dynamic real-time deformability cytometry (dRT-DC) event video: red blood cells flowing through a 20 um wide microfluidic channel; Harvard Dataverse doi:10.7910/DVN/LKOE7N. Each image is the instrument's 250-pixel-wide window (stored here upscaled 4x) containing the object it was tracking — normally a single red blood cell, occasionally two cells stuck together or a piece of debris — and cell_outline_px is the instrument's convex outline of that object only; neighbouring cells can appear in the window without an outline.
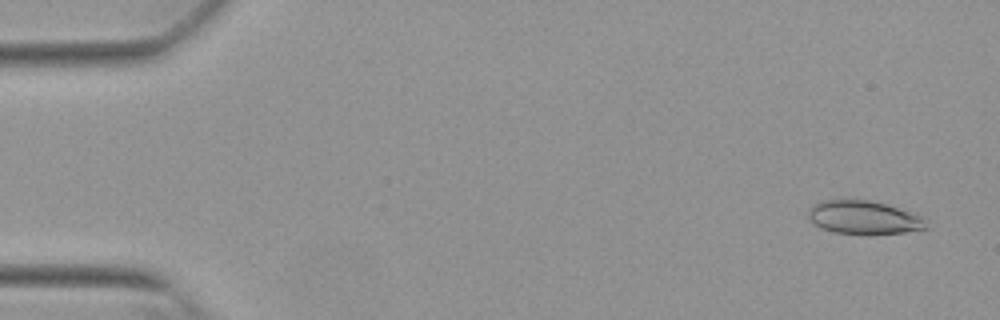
{"species": "Egyptian fruit bat (a non-hibernating species)", "species_latin": "Rousettus aegyptiacus", "temperature_condition": "warm", "stored_images_in_passage": 16, "camera_frame_rate_fps": 3000, "um_per_image_px": 0.085, "animal": {"sex": "female"}, "frame": {"image": 1, "passage_image": 3, "time_ms": 0.667, "image_size_px": [1000, 320], "cell_outline_px": [[928, 228], [904, 232], [836, 232], [820, 228], [812, 224], [808, 216], [808, 208], [812, 204], [824, 200], [868, 200], [916, 212], [924, 220]], "centroid_in_image_um": [73.38, 18.45], "position_along_channel_um": 11.6, "area_um2": 22.43}}